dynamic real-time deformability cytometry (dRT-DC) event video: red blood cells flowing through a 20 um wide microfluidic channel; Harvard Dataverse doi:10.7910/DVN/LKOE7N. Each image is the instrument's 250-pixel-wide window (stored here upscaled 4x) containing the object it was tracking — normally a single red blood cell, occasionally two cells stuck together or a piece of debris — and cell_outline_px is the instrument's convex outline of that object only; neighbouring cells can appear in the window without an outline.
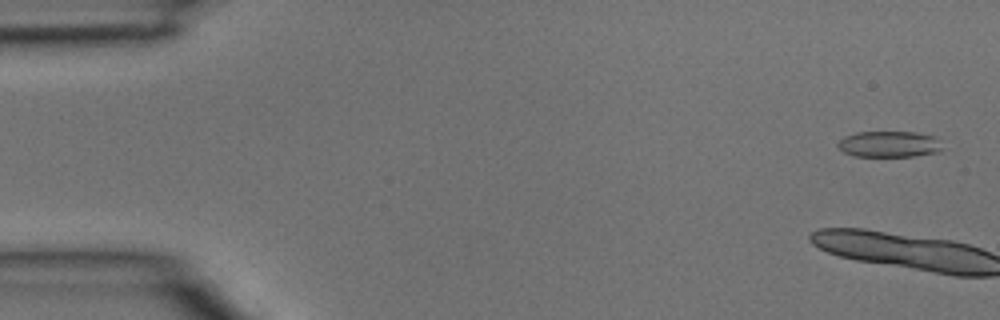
{"species": "common noctule bat (a hibernating species)", "species_latin": "Nyctalus noctula", "temperature_condition": "room temperature", "stored_images_in_passage": 5, "camera_frame_rate_fps": 3000, "um_per_image_px": 0.085, "animal": {"sex": "male", "body_mass_g": 15.6}, "frame": {"image": 1, "passage_image": 1, "time_ms": 0.0, "image_size_px": [1000, 320], "cell_outline_px": [[944, 148], [940, 152], [916, 156], [852, 156], [844, 152], [836, 144], [844, 136], [856, 132], [916, 132], [936, 136]], "centroid_in_image_um": [75.62, 12.25], "position_along_channel_um": 9.4, "area_um2": 16.13}}
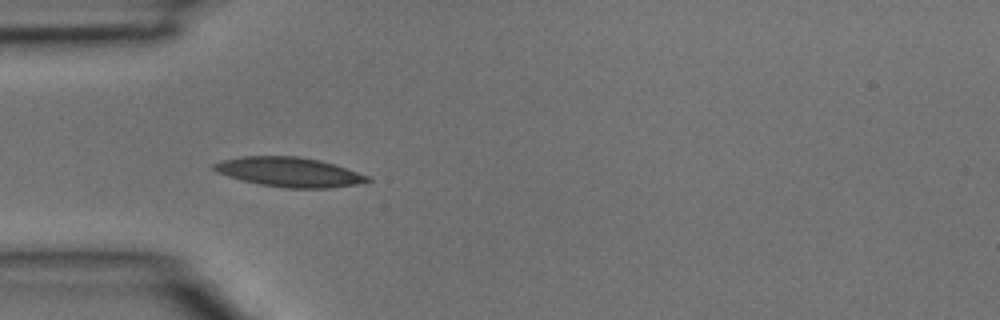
{"frame": {"image": 2, "passage_image": 4, "time_ms": 1.0, "image_size_px": [1000, 320], "cell_outline_px": [[372, 180], [356, 184], [332, 188], [284, 188], [260, 184], [228, 176], [216, 172], [212, 168], [212, 164], [220, 160], [244, 156], [296, 156], [320, 160], [372, 176]], "centroid_in_image_um": [24.6, 14.62], "position_along_channel_um": 60.4, "area_um2": 26.47}}
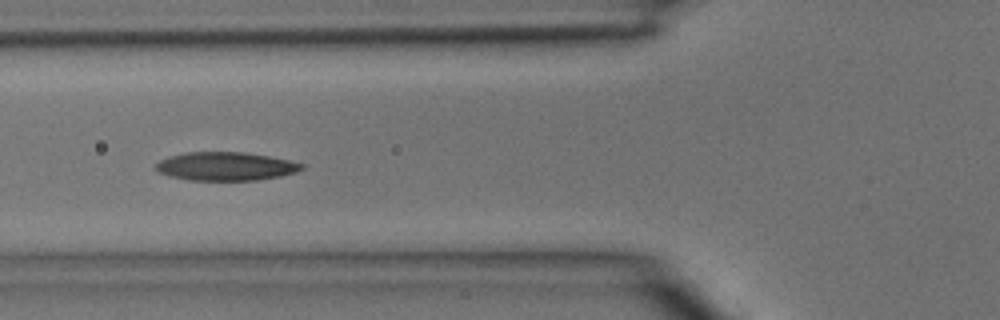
{"frame": {"image": 3, "passage_image": 5, "time_ms": 1.333, "image_size_px": [1000, 320], "cell_outline_px": [[304, 168], [296, 172], [280, 176], [256, 180], [188, 180], [156, 172], [156, 164], [160, 160], [168, 156], [184, 152], [244, 152], [268, 156], [288, 160], [304, 164]], "centroid_in_image_um": [19.16, 14.13], "position_along_channel_um": 106.6, "area_um2": 24.16}}